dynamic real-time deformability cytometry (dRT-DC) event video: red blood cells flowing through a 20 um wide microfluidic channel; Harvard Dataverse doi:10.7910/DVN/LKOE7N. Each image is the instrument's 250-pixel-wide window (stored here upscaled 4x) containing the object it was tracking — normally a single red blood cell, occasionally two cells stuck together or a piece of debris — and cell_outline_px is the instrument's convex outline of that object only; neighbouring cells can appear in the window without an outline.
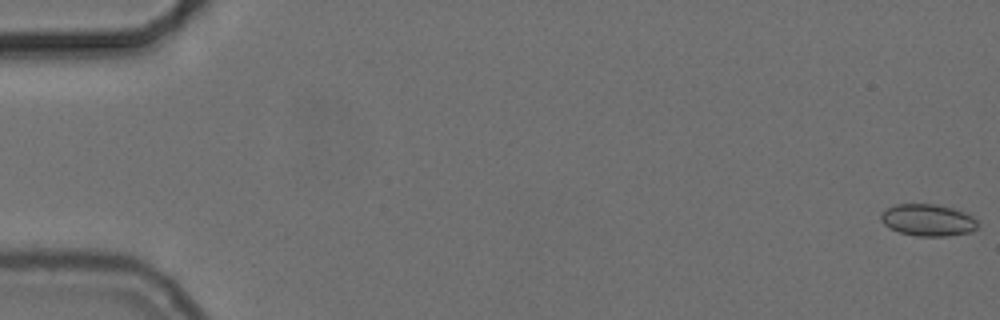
{"species": "common noctule bat (a hibernating species)", "species_latin": "Nyctalus noctula", "temperature_condition": "cold", "stored_images_in_passage": 56, "camera_frame_rate_fps": 3000, "um_per_image_px": 0.085, "animal": {"sex": "female", "body_mass_g": 24.6, "forearm_length_mm": 56.2}, "frame": {"image": 1, "passage_image": 1, "time_ms": 0.0, "image_size_px": [1000, 320], "cell_outline_px": [[976, 228], [968, 232], [948, 236], [916, 236], [900, 232], [888, 228], [880, 220], [880, 212], [896, 204], [936, 204], [968, 212], [976, 220]], "centroid_in_image_um": [78.84, 18.7], "position_along_channel_um": 6.2, "area_um2": 18.03}}
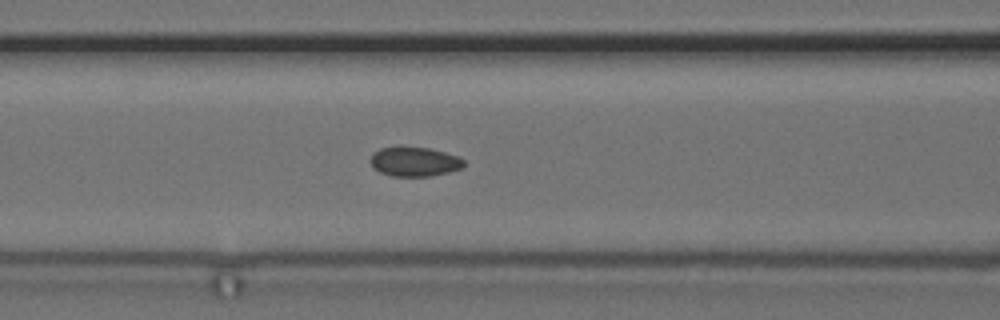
{"frame": {"image": 2, "passage_image": 24, "time_ms": 7.667, "image_size_px": [1000, 320], "cell_outline_px": [[464, 164], [460, 168], [448, 172], [432, 176], [392, 176], [380, 172], [372, 168], [368, 160], [380, 148], [428, 148], [444, 152], [456, 156], [464, 160]], "centroid_in_image_um": [35.2, 13.77], "position_along_channel_um": 131.4, "area_um2": 15.66}}
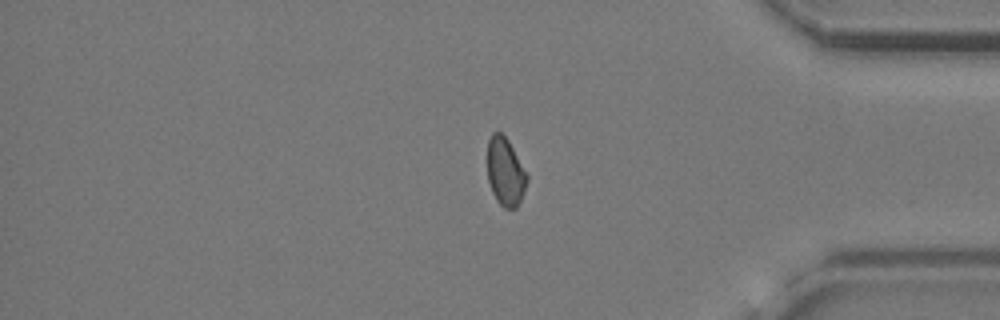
{"frame": {"image": 3, "passage_image": 47, "time_ms": 15.333, "image_size_px": [1000, 320], "cell_outline_px": [[528, 180], [524, 192], [516, 208], [504, 208], [496, 200], [492, 192], [488, 180], [488, 140], [492, 132], [500, 132], [508, 140], [528, 176]], "centroid_in_image_um": [42.95, 14.61], "position_along_channel_um": 392.3, "area_um2": 15.55}, "authors_computed_cell_mechanics": {"area_um2": 16.4152, "velocity_mm_per_s": 3.7192, "shape_relaxation_time_tau1_ms": null, "shape_relaxation_time_tau2_ms": 2.7455, "deformation_change_tau1": null, "deformation_change_tau2": 0.0629}}